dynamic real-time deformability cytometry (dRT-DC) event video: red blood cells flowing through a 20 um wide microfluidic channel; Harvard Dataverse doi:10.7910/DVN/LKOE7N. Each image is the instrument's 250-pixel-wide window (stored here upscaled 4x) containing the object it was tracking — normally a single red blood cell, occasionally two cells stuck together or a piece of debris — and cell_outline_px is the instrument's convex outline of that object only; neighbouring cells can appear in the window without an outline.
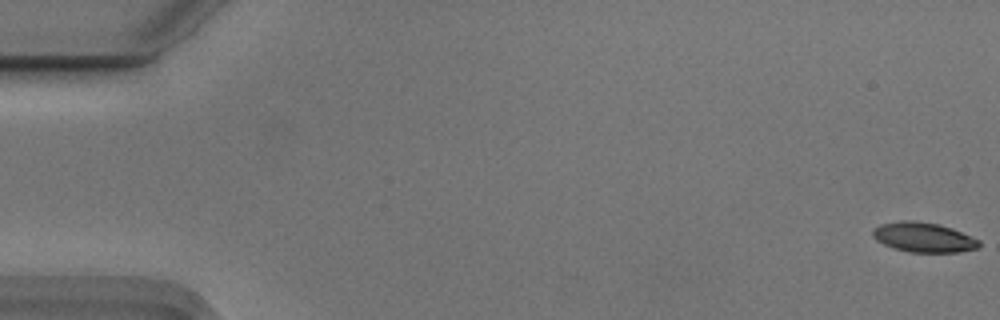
{"species": "Egyptian fruit bat (a non-hibernating species)", "species_latin": "Rousettus aegyptiacus", "temperature_condition": "cold", "stored_images_in_passage": 56, "camera_frame_rate_fps": 3000, "um_per_image_px": 0.085, "animal": {"sex": "male"}, "frame": {"image": 1, "passage_image": 1, "time_ms": 0.0, "image_size_px": [1000, 320], "cell_outline_px": [[980, 248], [960, 252], [908, 252], [892, 248], [876, 240], [872, 236], [872, 228], [880, 224], [900, 220], [916, 220], [940, 224], [952, 228], [980, 240]], "centroid_in_image_um": [78.49, 20.16], "position_along_channel_um": 6.5, "area_um2": 18.79}}
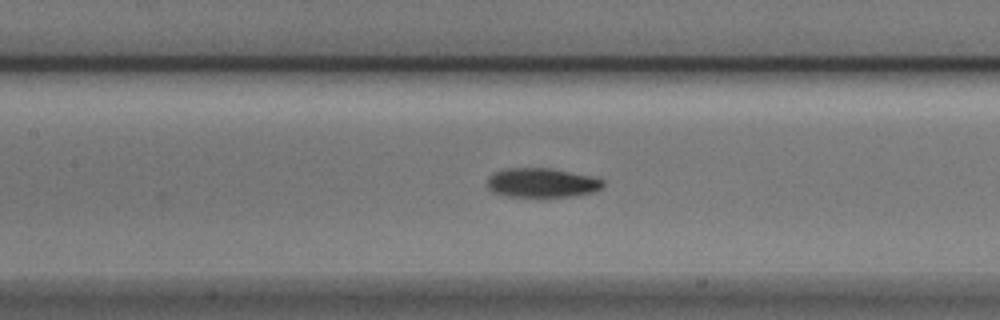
{"frame": {"image": 2, "passage_image": 26, "time_ms": 8.333, "image_size_px": [1000, 320], "cell_outline_px": [[604, 188], [592, 192], [572, 196], [508, 196], [492, 192], [488, 188], [488, 176], [492, 172], [504, 168], [552, 168], [596, 176], [604, 180]], "centroid_in_image_um": [46.09, 15.51], "position_along_channel_um": 161.3, "area_um2": 20.06}}
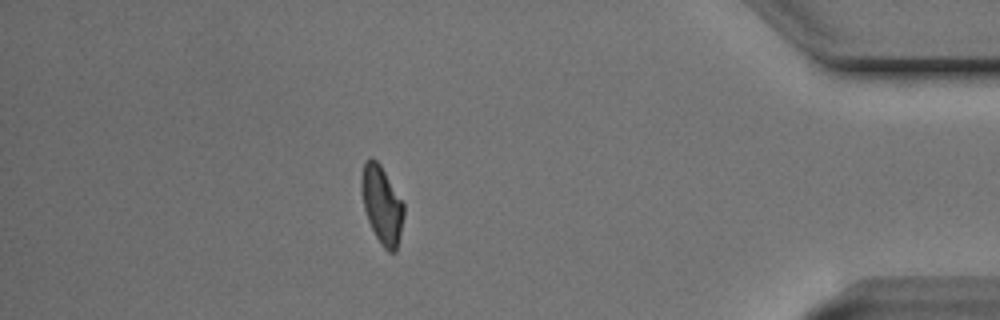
{"frame": {"image": 3, "passage_image": 49, "time_ms": 16.0, "image_size_px": [1000, 320], "cell_outline_px": [[404, 216], [400, 236], [396, 252], [388, 252], [380, 244], [368, 220], [364, 208], [360, 188], [360, 176], [364, 160], [368, 156], [372, 156], [380, 164], [404, 204]], "centroid_in_image_um": [32.44, 17.37], "position_along_channel_um": 402.8, "area_um2": 19.42}, "authors_computed_cell_mechanics": {"area_um2": 19.1896, "velocity_mm_per_s": 3.7188, "shape_relaxation_time_tau1_ms": 2.678, "shape_relaxation_time_tau2_ms": null, "deformation_change_tau1": 0.1461, "deformation_change_tau2": null}}